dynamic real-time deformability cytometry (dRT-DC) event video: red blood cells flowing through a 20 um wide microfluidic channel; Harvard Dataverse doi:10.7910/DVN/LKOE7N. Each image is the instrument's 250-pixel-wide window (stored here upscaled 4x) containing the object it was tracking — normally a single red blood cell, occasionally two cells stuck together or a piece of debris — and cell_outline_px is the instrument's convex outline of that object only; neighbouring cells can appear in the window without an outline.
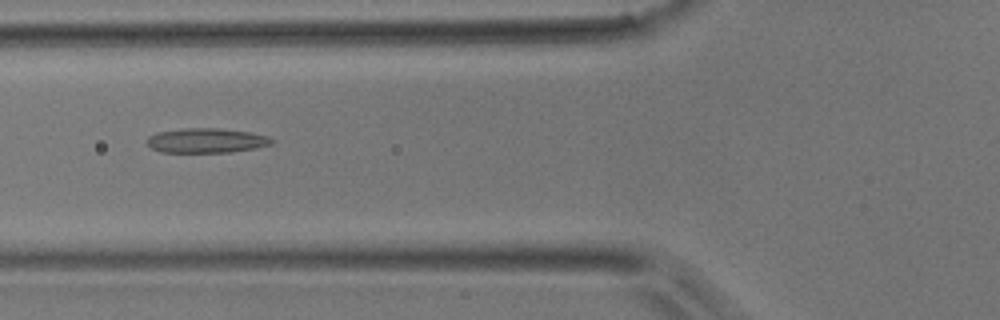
{"species": "common noctule bat (a hibernating species)", "species_latin": "Nyctalus noctula", "temperature_condition": "room temperature", "stored_images_in_passage": 43, "camera_frame_rate_fps": 3000, "um_per_image_px": 0.085, "animal": {"sex": "male", "body_mass_g": 17.9}, "frame": {"image": 1, "passage_image": 12, "time_ms": 3.667, "image_size_px": [1000, 320], "cell_outline_px": [[276, 140], [272, 144], [256, 148], [232, 152], [160, 152], [152, 148], [148, 144], [148, 136], [156, 132], [184, 128], [216, 128], [248, 132], [268, 136]], "centroid_in_image_um": [17.56, 11.94], "position_along_channel_um": 108.2, "area_um2": 17.92}}
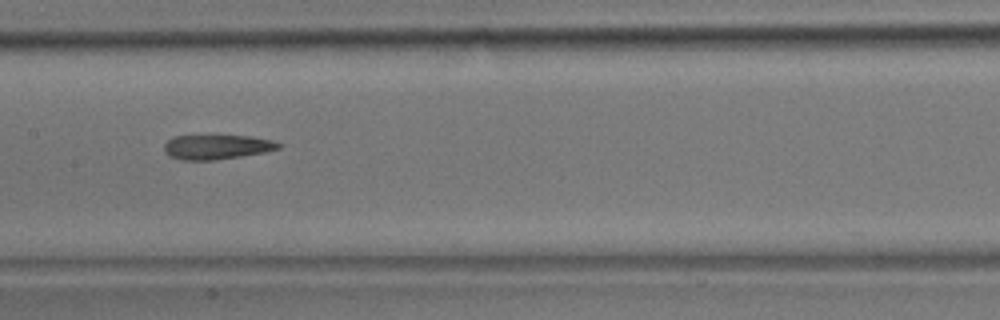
{"frame": {"image": 2, "passage_image": 18, "time_ms": 5.667, "image_size_px": [1000, 320], "cell_outline_px": [[284, 144], [280, 148], [264, 152], [240, 156], [212, 160], [180, 160], [168, 156], [164, 152], [164, 144], [168, 140], [176, 136], [252, 136], [272, 140]], "centroid_in_image_um": [18.43, 12.49], "position_along_channel_um": 189.0, "area_um2": 16.36}}
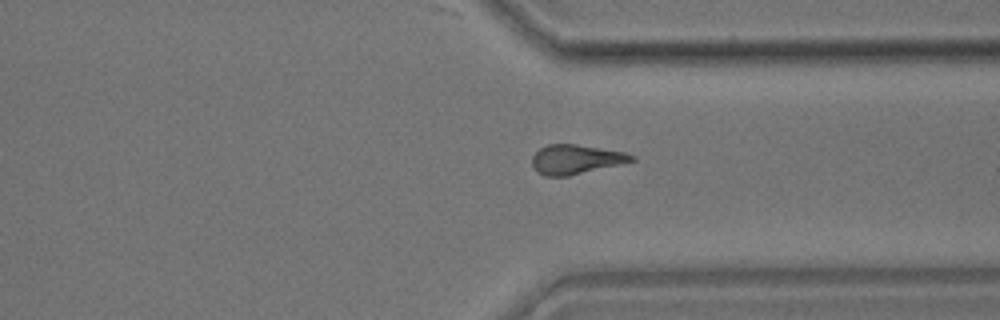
{"frame": {"image": 3, "passage_image": 31, "time_ms": 10.0, "image_size_px": [1000, 320], "cell_outline_px": [[636, 160], [620, 164], [568, 176], [544, 176], [536, 172], [532, 164], [532, 156], [540, 148], [548, 144], [576, 144], [624, 152], [636, 156]], "centroid_in_image_um": [48.92, 13.55], "position_along_channel_um": 362.5, "area_um2": 16.99}}